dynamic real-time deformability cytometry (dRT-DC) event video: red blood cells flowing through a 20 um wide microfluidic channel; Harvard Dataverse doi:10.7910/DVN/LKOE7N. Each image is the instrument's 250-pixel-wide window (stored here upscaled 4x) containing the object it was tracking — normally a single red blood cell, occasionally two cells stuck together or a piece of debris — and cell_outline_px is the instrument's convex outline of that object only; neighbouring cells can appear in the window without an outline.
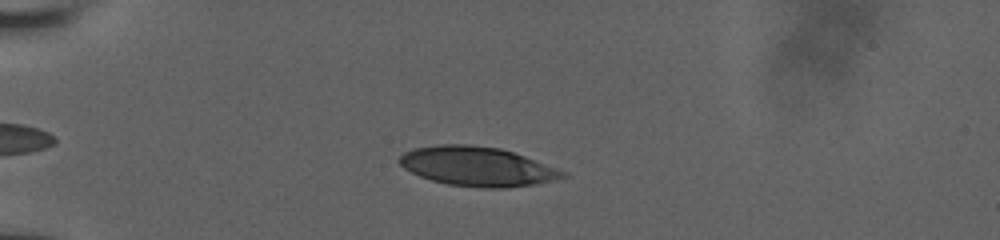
{"species": "human", "species_latin": "Homo sapiens", "temperature_condition": "room temperature", "stored_images_in_passage": 41, "camera_frame_rate_fps": 3000, "um_per_image_px": 0.085, "donor": {"sex": "male"}, "frame": {"image": 1, "passage_image": 4, "time_ms": 1.0, "image_size_px": [1000, 240], "cell_outline_px": [[568, 176], [532, 184], [504, 188], [480, 188], [448, 184], [432, 180], [420, 176], [404, 168], [396, 160], [404, 152], [412, 148], [440, 144], [468, 144], [500, 148], [524, 156], [568, 172]], "centroid_in_image_um": [40.52, 14.14], "position_along_channel_um": 44.5, "area_um2": 37.28}}
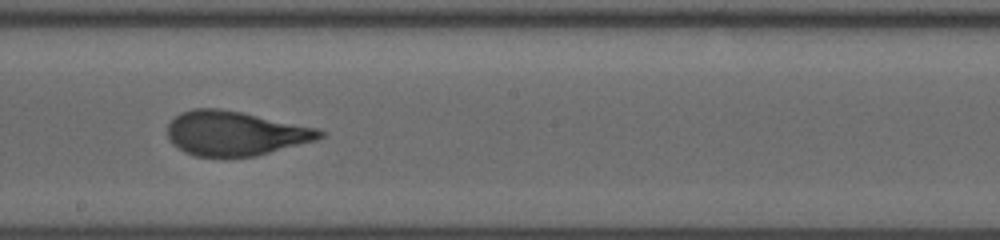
{"frame": {"image": 2, "passage_image": 19, "time_ms": 6.667, "image_size_px": [1000, 240], "cell_outline_px": [[324, 136], [316, 140], [256, 156], [196, 156], [184, 152], [172, 144], [168, 136], [168, 124], [180, 112], [192, 108], [220, 108], [320, 128], [324, 132]], "centroid_in_image_um": [19.99, 11.32], "position_along_channel_um": 228.2, "area_um2": 39.36}}
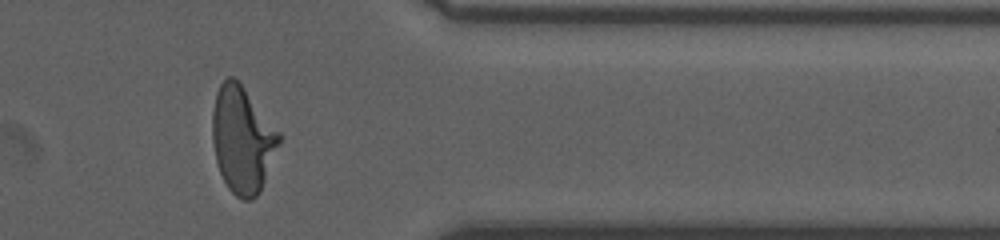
{"frame": {"image": 3, "passage_image": 39, "time_ms": 11.0, "image_size_px": [1000, 240], "cell_outline_px": [[280, 144], [260, 192], [252, 200], [244, 200], [236, 196], [228, 188], [220, 172], [216, 160], [212, 140], [212, 112], [216, 92], [220, 84], [228, 76], [232, 76], [244, 88], [280, 132]], "centroid_in_image_um": [20.6, 11.88], "position_along_channel_um": 390.8, "area_um2": 41.21}}